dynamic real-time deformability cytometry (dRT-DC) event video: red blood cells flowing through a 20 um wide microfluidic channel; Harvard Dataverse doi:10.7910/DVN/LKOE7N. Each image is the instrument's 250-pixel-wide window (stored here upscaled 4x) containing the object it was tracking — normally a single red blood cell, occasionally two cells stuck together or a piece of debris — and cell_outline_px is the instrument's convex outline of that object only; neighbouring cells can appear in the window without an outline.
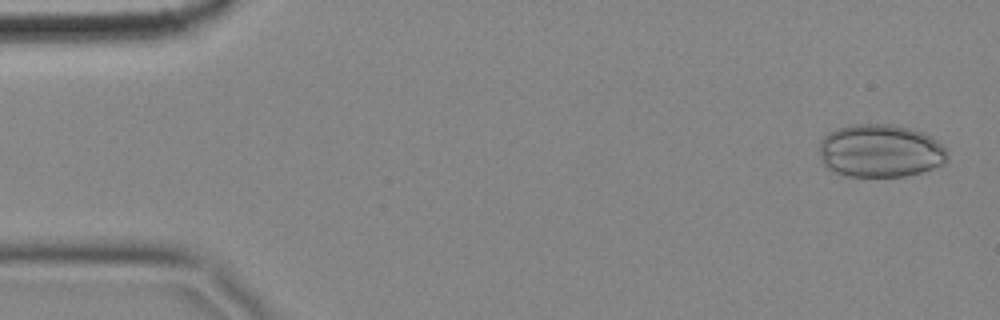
{"species": "common noctule bat (a hibernating species)", "species_latin": "Nyctalus noctula", "temperature_condition": "cold", "stored_images_in_passage": 4, "camera_frame_rate_fps": 3000, "um_per_image_px": 0.085, "animal": {"sex": "female", "body_mass_g": 18.4}, "frame": {"image": 1, "passage_image": 1, "time_ms": 0.0, "image_size_px": [1000, 320], "cell_outline_px": [[948, 160], [932, 168], [920, 172], [904, 176], [848, 176], [836, 172], [828, 168], [824, 164], [820, 156], [820, 144], [824, 136], [836, 128], [848, 124], [888, 124], [908, 128], [924, 132], [936, 140], [948, 152]], "centroid_in_image_um": [74.82, 12.81], "position_along_channel_um": 10.2, "area_um2": 39.42}}